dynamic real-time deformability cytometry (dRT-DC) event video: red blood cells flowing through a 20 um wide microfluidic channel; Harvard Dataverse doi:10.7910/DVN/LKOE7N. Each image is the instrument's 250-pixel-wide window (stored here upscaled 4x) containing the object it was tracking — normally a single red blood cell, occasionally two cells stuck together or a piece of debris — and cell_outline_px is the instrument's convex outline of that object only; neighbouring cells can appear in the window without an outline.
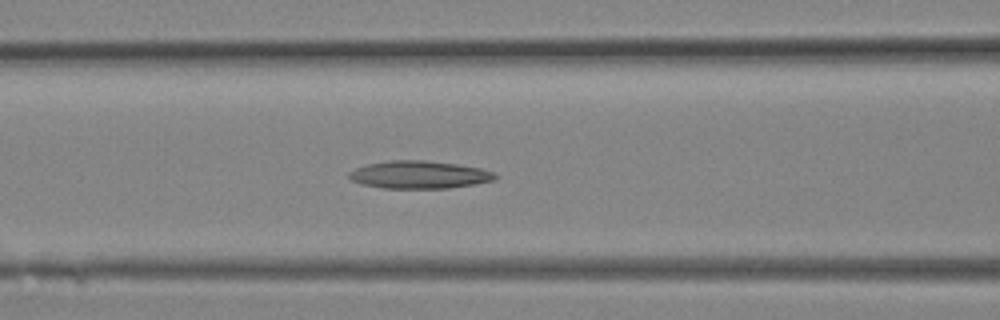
{"species": "Egyptian fruit bat (a non-hibernating species)", "species_latin": "Rousettus aegyptiacus", "temperature_condition": "room temperature", "stored_images_in_passage": 19, "camera_frame_rate_fps": 3000, "um_per_image_px": 0.085, "animal": {"sex": "female"}, "frame": {"image": 1, "passage_image": 5, "time_ms": 1.333, "image_size_px": [1000, 320], "cell_outline_px": [[500, 176], [496, 180], [476, 184], [448, 188], [384, 188], [360, 184], [352, 180], [348, 176], [348, 172], [356, 168], [368, 164], [392, 160], [424, 160], [456, 164], [480, 168], [496, 172]], "centroid_in_image_um": [35.68, 14.85], "position_along_channel_um": 130.9, "area_um2": 23.7}}
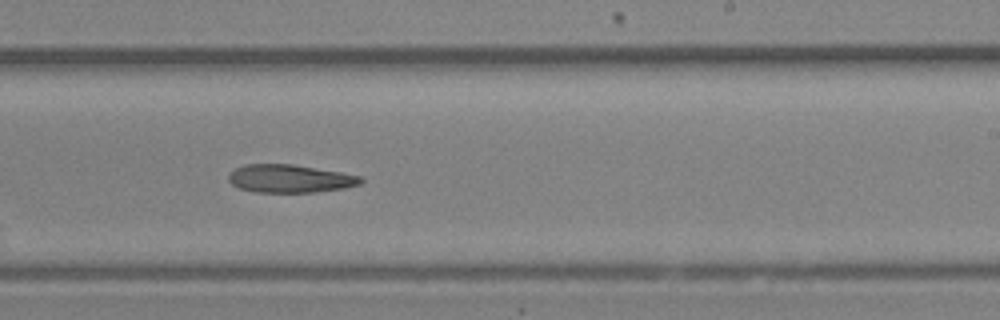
{"frame": {"image": 2, "passage_image": 10, "time_ms": 3.0, "image_size_px": [1000, 320], "cell_outline_px": [[364, 180], [360, 184], [344, 188], [312, 192], [256, 192], [240, 188], [232, 184], [228, 180], [228, 176], [236, 168], [244, 164], [292, 164], [340, 172], [360, 176]], "centroid_in_image_um": [24.63, 15.18], "position_along_channel_um": 264.4, "area_um2": 21.39}}
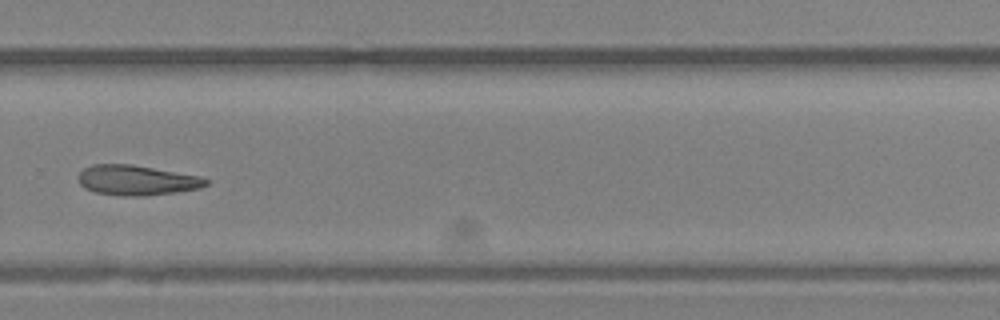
{"frame": {"image": 3, "passage_image": 12, "time_ms": 3.667, "image_size_px": [1000, 320], "cell_outline_px": [[208, 184], [200, 188], [176, 192], [144, 196], [124, 196], [96, 192], [84, 188], [80, 184], [80, 172], [84, 168], [92, 164], [132, 164], [196, 176], [208, 180]], "centroid_in_image_um": [11.59, 15.32], "position_along_channel_um": 318.2, "area_um2": 22.02}}